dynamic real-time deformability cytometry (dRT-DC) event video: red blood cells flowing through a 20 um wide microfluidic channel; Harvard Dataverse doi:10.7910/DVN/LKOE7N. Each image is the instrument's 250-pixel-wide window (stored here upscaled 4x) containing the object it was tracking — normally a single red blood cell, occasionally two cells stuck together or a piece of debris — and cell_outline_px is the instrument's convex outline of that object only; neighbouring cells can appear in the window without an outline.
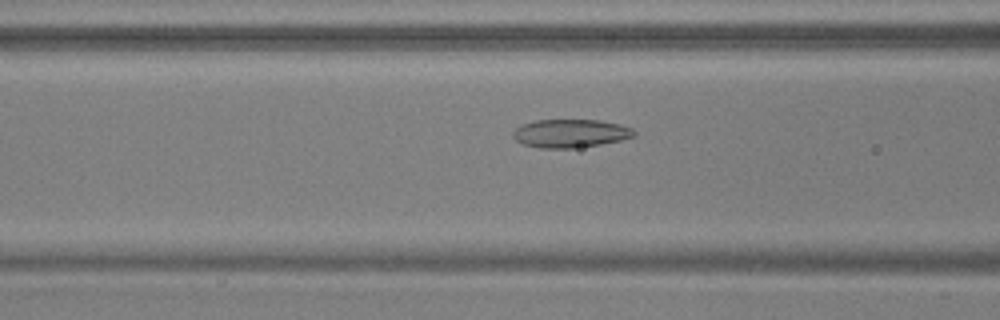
{"species": "common noctule bat (a hibernating species)", "species_latin": "Nyctalus noctula", "temperature_condition": "warm", "stored_images_in_passage": 12, "camera_frame_rate_fps": 3000, "um_per_image_px": 0.085, "animal": {"sex": "male", "body_mass_g": 17.9, "forearm_length_mm": 54.2}, "frame": {"image": 1, "passage_image": 10, "time_ms": 3.0, "image_size_px": [1000, 320], "cell_outline_px": [[636, 136], [620, 140], [600, 144], [572, 148], [540, 148], [524, 144], [516, 140], [512, 136], [512, 132], [516, 128], [524, 124], [536, 120], [600, 120], [620, 124], [632, 128], [636, 132]], "centroid_in_image_um": [48.5, 11.33], "position_along_channel_um": 118.1, "area_um2": 19.88}}